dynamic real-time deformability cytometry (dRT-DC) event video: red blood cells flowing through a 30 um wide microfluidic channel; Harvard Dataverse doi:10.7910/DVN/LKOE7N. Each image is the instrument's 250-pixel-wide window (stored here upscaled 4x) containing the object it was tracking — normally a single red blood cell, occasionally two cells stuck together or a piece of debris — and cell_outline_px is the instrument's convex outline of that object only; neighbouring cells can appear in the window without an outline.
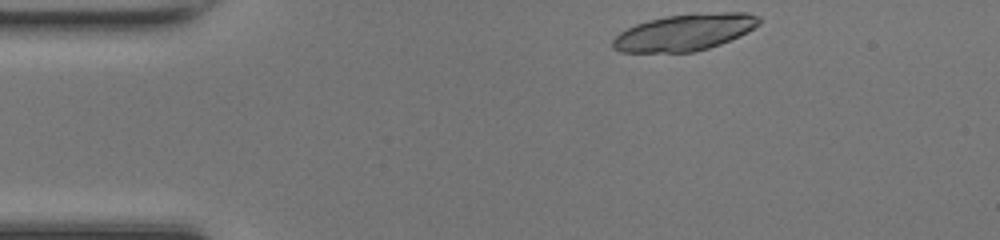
{"species": "common noctule bat (a hibernating species)", "species_latin": "Nyctalus noctula", "temperature_condition": "room temperature", "stored_images_in_passage": 41, "camera_frame_rate_fps": 3000, "um_per_image_px": 0.085, "animal": {"sex": "female", "body_mass_g": 17.0, "forearm_length_mm": 48.0}, "frame": {"image": 1, "passage_image": 1, "time_ms": 0.0, "image_size_px": [1000, 240], "cell_outline_px": [[760, 24], [740, 36], [720, 44], [696, 52], [620, 52], [612, 48], [612, 40], [620, 32], [636, 24], [648, 20], [668, 16], [724, 12], [748, 12], [760, 16]], "centroid_in_image_um": [58.21, 2.76], "position_along_channel_um": 26.8, "area_um2": 31.1}}